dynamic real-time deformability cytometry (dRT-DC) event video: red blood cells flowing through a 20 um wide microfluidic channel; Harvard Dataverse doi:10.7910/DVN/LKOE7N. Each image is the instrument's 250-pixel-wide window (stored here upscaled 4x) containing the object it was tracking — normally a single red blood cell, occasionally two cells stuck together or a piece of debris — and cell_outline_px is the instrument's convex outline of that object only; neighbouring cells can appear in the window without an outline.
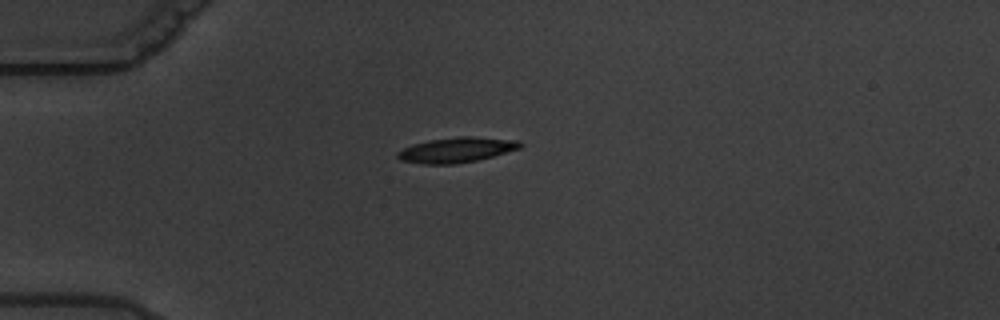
{"species": "common noctule bat (a hibernating species)", "species_latin": "Nyctalus noctula", "temperature_condition": "warm", "stored_images_in_passage": 3, "camera_frame_rate_fps": 3000, "um_per_image_px": 0.085, "animal": {"sex": "male", "body_mass_g": 19.5, "forearm_length_mm": 54.6}, "frame": {"image": 1, "passage_image": 3, "time_ms": 3.333, "image_size_px": [1000, 320], "cell_outline_px": [[524, 144], [520, 148], [492, 156], [476, 160], [456, 164], [424, 164], [400, 160], [396, 156], [396, 152], [412, 144], [428, 140], [460, 136], [472, 136], [520, 140]], "centroid_in_image_um": [38.8, 12.73], "position_along_channel_um": 46.2, "area_um2": 18.03}}